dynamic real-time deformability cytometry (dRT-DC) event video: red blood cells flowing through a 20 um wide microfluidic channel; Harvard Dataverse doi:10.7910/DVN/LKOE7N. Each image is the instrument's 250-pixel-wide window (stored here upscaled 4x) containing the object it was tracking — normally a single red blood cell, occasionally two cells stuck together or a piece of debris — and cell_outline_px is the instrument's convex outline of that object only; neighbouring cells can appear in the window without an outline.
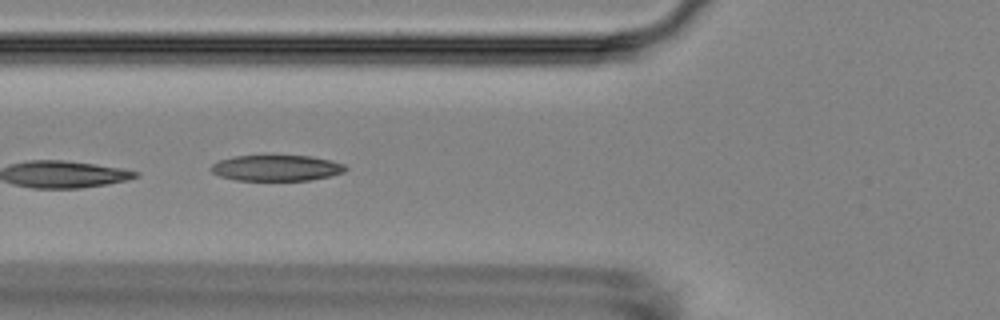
{"species": "Egyptian fruit bat (a non-hibernating species)", "species_latin": "Rousettus aegyptiacus", "temperature_condition": "room temperature", "stored_images_in_passage": 9, "camera_frame_rate_fps": 3000, "um_per_image_px": 0.085, "animal": {"sex": "female"}, "frame": {"image": 1, "passage_image": 6, "time_ms": 5.667, "image_size_px": [1000, 320], "cell_outline_px": [[348, 168], [344, 172], [332, 176], [308, 180], [236, 180], [220, 176], [212, 172], [212, 164], [220, 160], [232, 156], [264, 152], [312, 156], [332, 160], [344, 164]], "centroid_in_image_um": [23.51, 14.21], "position_along_channel_um": 102.3, "area_um2": 21.39}}
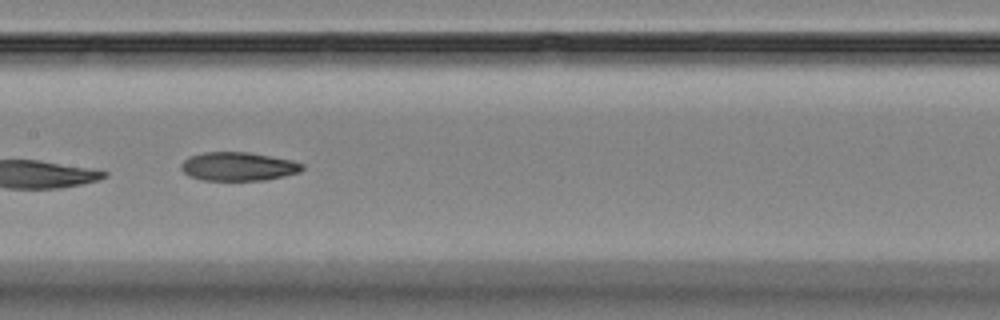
{"frame": {"image": 2, "passage_image": 8, "time_ms": 8.0, "image_size_px": [1000, 320], "cell_outline_px": [[304, 168], [300, 172], [284, 176], [264, 180], [200, 180], [188, 176], [180, 168], [180, 164], [188, 156], [204, 152], [248, 152], [292, 160], [304, 164]], "centroid_in_image_um": [20.23, 14.15], "position_along_channel_um": 187.2, "area_um2": 20.35}}